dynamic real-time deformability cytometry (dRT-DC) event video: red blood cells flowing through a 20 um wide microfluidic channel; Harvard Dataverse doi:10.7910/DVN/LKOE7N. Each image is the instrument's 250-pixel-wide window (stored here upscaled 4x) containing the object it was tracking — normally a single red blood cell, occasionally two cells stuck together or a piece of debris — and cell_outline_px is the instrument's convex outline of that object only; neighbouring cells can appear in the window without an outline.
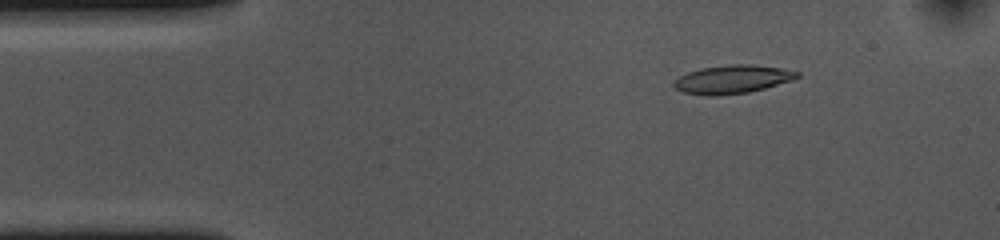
{"species": "common noctule bat (a hibernating species)", "species_latin": "Nyctalus noctula", "temperature_condition": "cold", "stored_images_in_passage": 53, "camera_frame_rate_fps": 3000, "um_per_image_px": 0.085, "animal": {"sex": "female", "body_mass_g": 10.0, "forearm_length_mm": 53.1}, "frame": {"image": 1, "passage_image": 7, "time_ms": 2.0, "image_size_px": [1000, 240], "cell_outline_px": [[800, 76], [792, 80], [764, 88], [748, 92], [716, 96], [708, 96], [684, 92], [676, 88], [672, 84], [680, 76], [688, 72], [700, 68], [728, 64], [748, 64], [780, 68], [800, 72]], "centroid_in_image_um": [62.25, 6.74], "position_along_channel_um": 22.8, "area_um2": 20.23}}
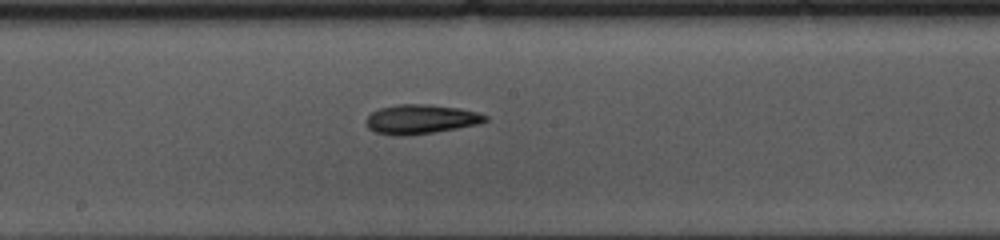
{"frame": {"image": 2, "passage_image": 27, "time_ms": 8.667, "image_size_px": [1000, 240], "cell_outline_px": [[488, 120], [476, 124], [456, 128], [408, 136], [396, 136], [376, 132], [368, 128], [364, 124], [364, 120], [372, 112], [380, 108], [396, 104], [428, 104], [460, 108], [476, 112], [488, 116]], "centroid_in_image_um": [35.71, 10.13], "position_along_channel_um": 212.5, "area_um2": 20.4}}
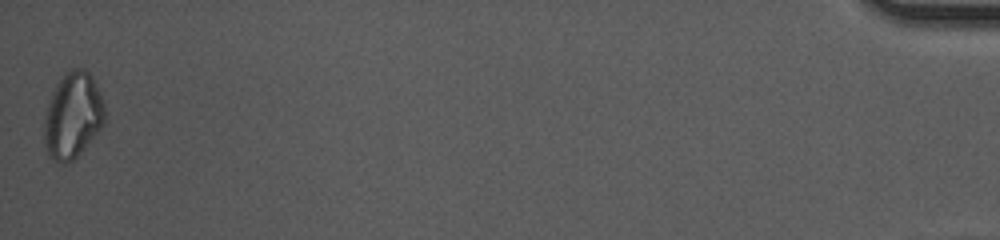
{"frame": {"image": 3, "passage_image": 53, "time_ms": 17.333, "image_size_px": [1000, 240], "cell_outline_px": [[104, 124], [84, 148], [72, 160], [64, 164], [60, 164], [48, 156], [44, 140], [44, 120], [48, 104], [52, 92], [56, 84], [72, 68], [84, 68], [92, 76], [104, 100]], "centroid_in_image_um": [6.19, 9.82], "position_along_channel_um": 429.0, "area_um2": 30.17}, "authors_computed_cell_mechanics": {"area_um2": 20.0566, "velocity_mm_per_s": 3.6723, "shape_relaxation_time_tau1_ms": 7.7452, "shape_relaxation_time_tau2_ms": 8.7372, "deformation_change_tau1": 0.1778, "deformation_change_tau2": 0.1854}}